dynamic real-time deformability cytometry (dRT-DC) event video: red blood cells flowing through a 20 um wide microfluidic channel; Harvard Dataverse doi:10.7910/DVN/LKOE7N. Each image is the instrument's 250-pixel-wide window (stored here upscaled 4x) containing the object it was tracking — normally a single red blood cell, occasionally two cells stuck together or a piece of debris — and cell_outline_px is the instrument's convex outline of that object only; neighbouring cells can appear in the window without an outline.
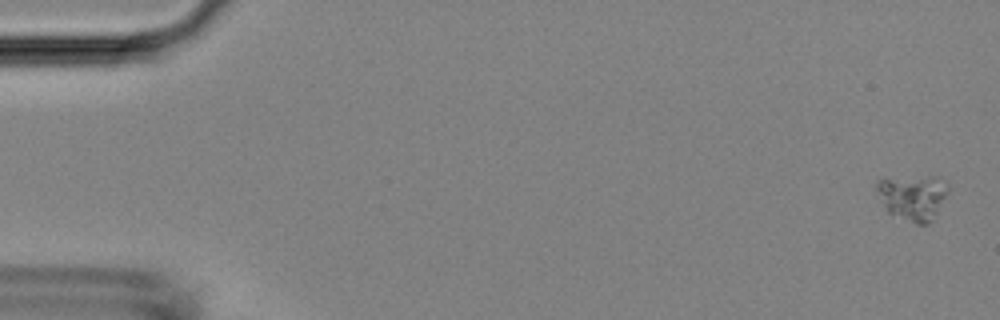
{"species": "Egyptian fruit bat (a non-hibernating species)", "species_latin": "Rousettus aegyptiacus", "temperature_condition": "room temperature", "stored_images_in_passage": 5, "camera_frame_rate_fps": 3000, "um_per_image_px": 0.085, "animal": {"sex": "female"}, "frame": {"image": 1, "passage_image": 1, "time_ms": 0.0, "image_size_px": [1000, 320], "cell_outline_px": [[948, 192], [932, 220], [928, 224], [916, 224], [892, 216], [888, 212], [876, 188], [876, 180], [928, 176], [940, 176], [948, 184]], "centroid_in_image_um": [77.62, 16.77], "position_along_channel_um": 7.4, "area_um2": 18.79}}
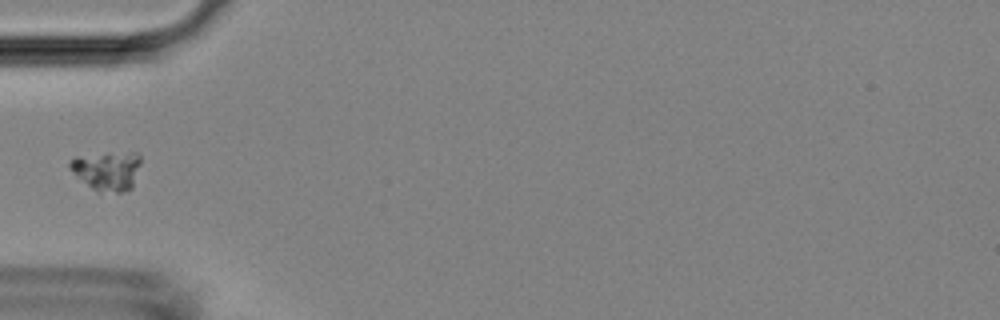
{"frame": {"image": 2, "passage_image": 5, "time_ms": 5.333, "image_size_px": [1000, 320], "cell_outline_px": [[140, 164], [132, 188], [124, 192], [100, 192], [92, 188], [76, 176], [68, 168], [68, 160], [76, 156], [108, 152], [136, 152], [140, 156]], "centroid_in_image_um": [9.08, 14.48], "position_along_channel_um": 75.9, "area_um2": 16.47}}